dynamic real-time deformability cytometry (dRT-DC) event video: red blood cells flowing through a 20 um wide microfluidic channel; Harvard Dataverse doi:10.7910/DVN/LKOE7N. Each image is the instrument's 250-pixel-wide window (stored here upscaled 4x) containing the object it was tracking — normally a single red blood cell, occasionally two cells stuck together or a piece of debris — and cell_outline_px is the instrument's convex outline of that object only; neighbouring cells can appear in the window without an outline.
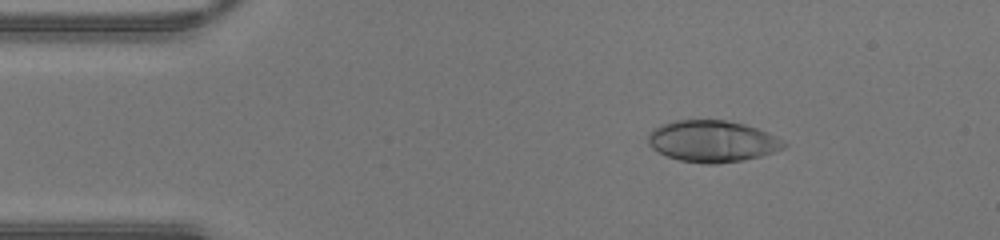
{"species": "human", "species_latin": "Homo sapiens", "temperature_condition": "warm", "stored_images_in_passage": 41, "camera_frame_rate_fps": 3000, "um_per_image_px": 0.085, "donor": {"sex": "male"}, "frame": {"image": 1, "passage_image": 3, "time_ms": 0.667, "image_size_px": [1000, 240], "cell_outline_px": [[788, 144], [784, 148], [760, 156], [740, 160], [716, 164], [704, 164], [680, 160], [668, 156], [652, 148], [648, 144], [648, 132], [652, 128], [660, 124], [676, 120], [724, 120], [744, 124], [768, 132], [784, 140]], "centroid_in_image_um": [60.53, 11.99], "position_along_channel_um": 24.5, "area_um2": 32.89}}
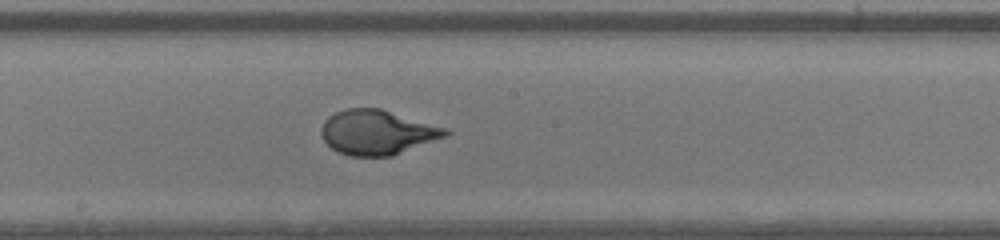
{"frame": {"image": 2, "passage_image": 20, "time_ms": 6.333, "image_size_px": [1000, 240], "cell_outline_px": [[452, 132], [448, 136], [392, 156], [352, 156], [340, 152], [332, 148], [320, 136], [320, 128], [324, 120], [328, 116], [344, 108], [380, 108], [448, 128]], "centroid_in_image_um": [32.08, 11.24], "position_along_channel_um": 216.1, "area_um2": 32.6}}
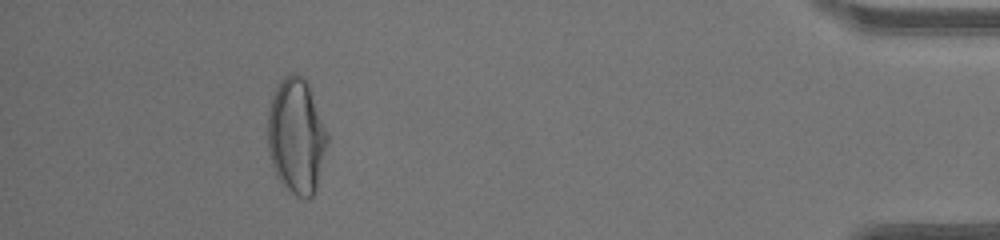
{"frame": {"image": 3, "passage_image": 37, "time_ms": 12.0, "image_size_px": [1000, 240], "cell_outline_px": [[328, 140], [316, 192], [308, 200], [296, 196], [284, 188], [276, 176], [272, 164], [268, 148], [268, 108], [272, 96], [280, 80], [284, 76], [292, 72], [296, 72], [304, 76], [308, 80], [328, 132]], "centroid_in_image_um": [25.21, 11.55], "position_along_channel_um": 410.0, "area_um2": 40.98}}